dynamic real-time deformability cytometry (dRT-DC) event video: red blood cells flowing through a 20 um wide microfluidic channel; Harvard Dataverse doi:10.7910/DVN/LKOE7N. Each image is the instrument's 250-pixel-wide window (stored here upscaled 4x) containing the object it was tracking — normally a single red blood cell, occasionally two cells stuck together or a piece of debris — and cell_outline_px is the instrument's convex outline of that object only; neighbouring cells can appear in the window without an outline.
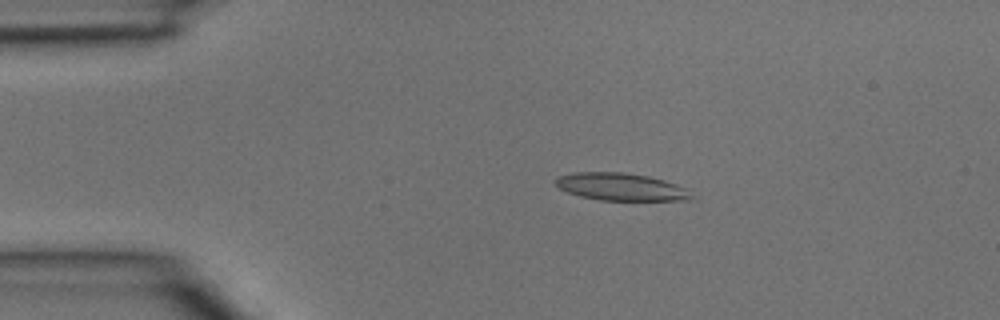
{"species": "common noctule bat (a hibernating species)", "species_latin": "Nyctalus noctula", "temperature_condition": "room temperature", "stored_images_in_passage": 2, "camera_frame_rate_fps": 3000, "um_per_image_px": 0.085, "animal": {"sex": "male", "body_mass_g": 15.6}, "frame": {"image": 1, "passage_image": 2, "time_ms": 0.333, "image_size_px": [1000, 320], "cell_outline_px": [[692, 200], [600, 200], [580, 196], [568, 192], [560, 188], [556, 184], [556, 176], [572, 172], [624, 172], [648, 176], [664, 180], [688, 188], [692, 196]], "centroid_in_image_um": [52.79, 15.87], "position_along_channel_um": 32.2, "area_um2": 21.79}}